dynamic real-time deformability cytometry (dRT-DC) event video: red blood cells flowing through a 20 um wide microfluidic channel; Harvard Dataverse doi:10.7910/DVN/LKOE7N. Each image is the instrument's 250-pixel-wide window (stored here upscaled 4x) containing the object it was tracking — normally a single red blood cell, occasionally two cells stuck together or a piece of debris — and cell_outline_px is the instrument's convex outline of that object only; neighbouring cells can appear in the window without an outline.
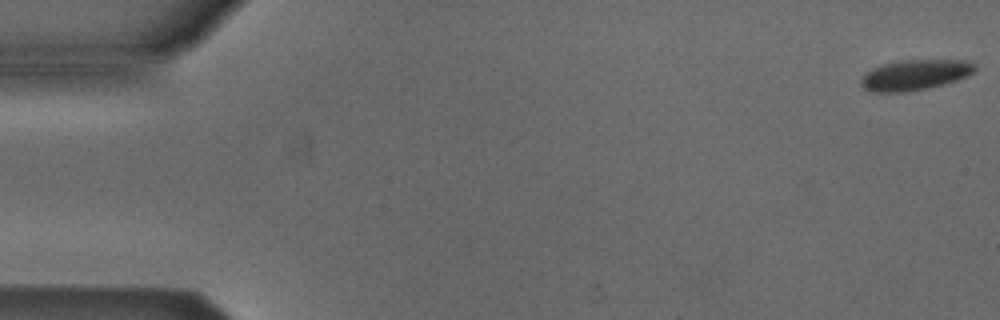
{"species": "Egyptian fruit bat (a non-hibernating species)", "species_latin": "Rousettus aegyptiacus", "temperature_condition": "cold", "stored_images_in_passage": 53, "camera_frame_rate_fps": 3000, "um_per_image_px": 0.085, "animal": {"sex": "male"}, "frame": {"image": 1, "passage_image": 1, "time_ms": 0.0, "image_size_px": [1000, 320], "cell_outline_px": [[976, 68], [972, 72], [956, 80], [928, 88], [904, 92], [872, 92], [864, 88], [860, 84], [860, 80], [872, 68], [884, 64], [900, 60], [972, 60], [976, 64]], "centroid_in_image_um": [77.77, 6.36], "position_along_channel_um": 7.2, "area_um2": 20.06}}
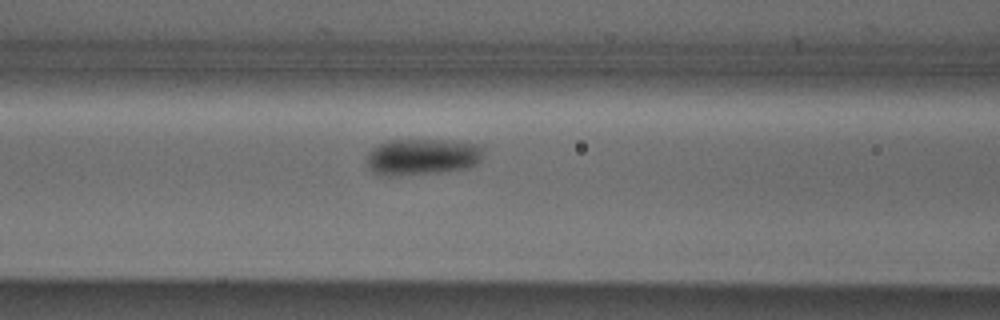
{"frame": {"image": 2, "passage_image": 22, "time_ms": 7.0, "image_size_px": [1000, 320], "cell_outline_px": [[484, 156], [476, 164], [468, 168], [440, 172], [388, 176], [384, 176], [372, 172], [368, 168], [368, 152], [372, 148], [388, 140], [448, 140], [484, 144]], "centroid_in_image_um": [35.95, 13.32], "position_along_channel_um": 130.7, "area_um2": 25.09}}
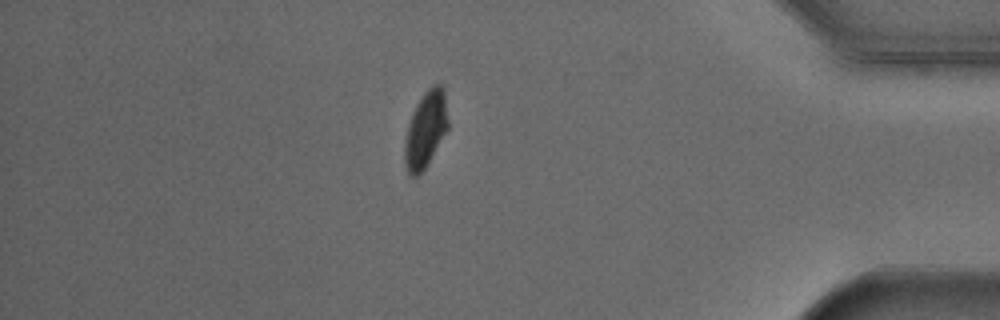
{"frame": {"image": 3, "passage_image": 46, "time_ms": 15.0, "image_size_px": [1000, 320], "cell_outline_px": [[448, 128], [424, 168], [416, 176], [412, 176], [408, 172], [404, 164], [404, 144], [408, 124], [412, 112], [416, 104], [424, 92], [432, 84], [440, 84], [444, 88], [448, 120]], "centroid_in_image_um": [36.17, 10.96], "position_along_channel_um": 399.0, "area_um2": 19.07}, "authors_computed_cell_mechanics": {"area_um2": 21.7328, "velocity_mm_per_s": 3.8406, "shape_relaxation_time_tau1_ms": 2.623, "shape_relaxation_time_tau2_ms": null, "deformation_change_tau1": 0.0943, "deformation_change_tau2": null}}